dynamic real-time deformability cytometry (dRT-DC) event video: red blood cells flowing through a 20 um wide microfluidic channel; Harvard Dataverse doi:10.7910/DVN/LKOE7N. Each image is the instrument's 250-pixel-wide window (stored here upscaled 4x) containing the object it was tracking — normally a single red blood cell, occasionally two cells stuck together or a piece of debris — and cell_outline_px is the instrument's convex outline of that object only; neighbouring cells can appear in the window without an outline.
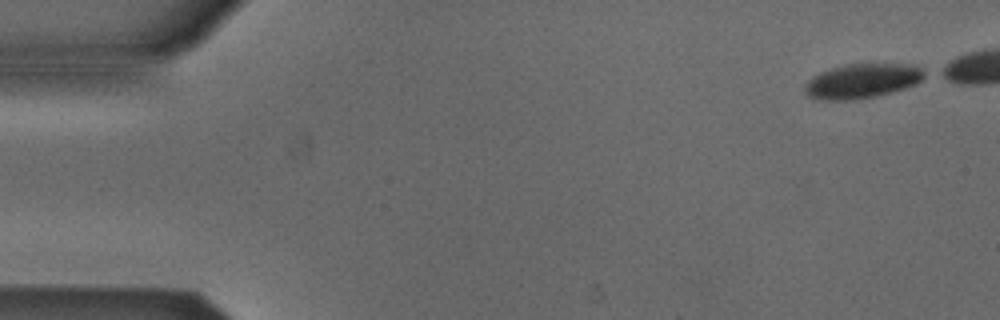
{"species": "Egyptian fruit bat (a non-hibernating species)", "species_latin": "Rousettus aegyptiacus", "temperature_condition": "cold", "stored_images_in_passage": 42, "camera_frame_rate_fps": 3000, "um_per_image_px": 0.085, "animal": {"sex": "male"}, "frame": {"image": 1, "passage_image": 1, "time_ms": 0.0, "image_size_px": [1000, 320], "cell_outline_px": [[928, 76], [916, 84], [892, 92], [852, 100], [820, 100], [808, 96], [804, 92], [804, 84], [812, 76], [820, 72], [844, 64], [916, 64], [928, 72]], "centroid_in_image_um": [73.31, 6.87], "position_along_channel_um": 11.7, "area_um2": 24.39}}
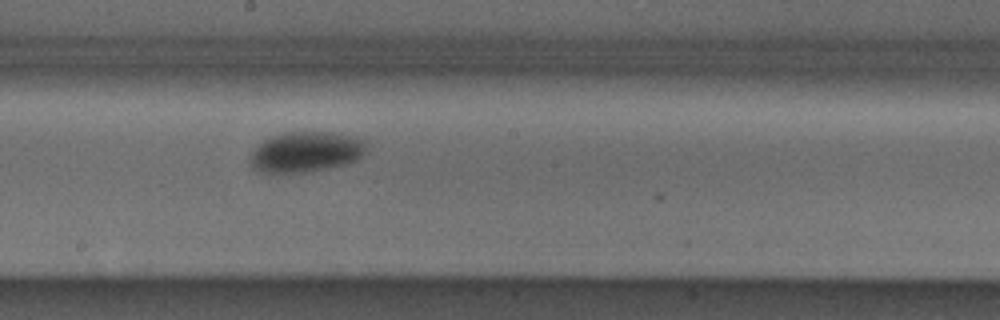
{"frame": {"image": 2, "passage_image": 27, "time_ms": 8.667, "image_size_px": [1000, 320], "cell_outline_px": [[368, 152], [364, 156], [356, 160], [344, 164], [328, 168], [308, 172], [256, 172], [252, 168], [248, 160], [252, 152], [264, 140], [272, 136], [284, 132], [332, 132], [364, 140], [368, 144]], "centroid_in_image_um": [26.01, 12.92], "position_along_channel_um": 222.2, "area_um2": 27.57}}
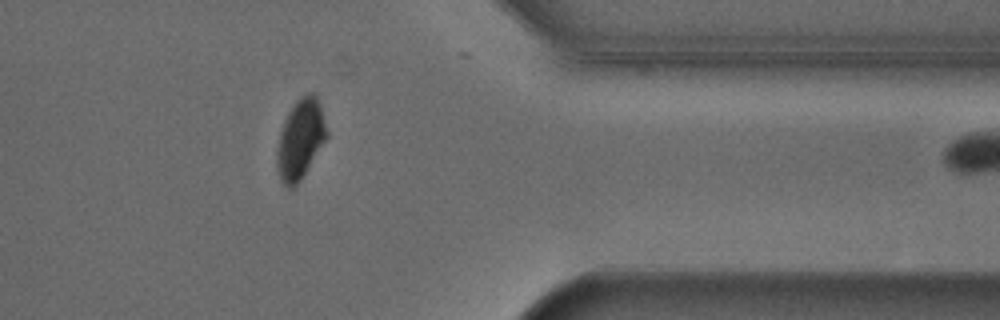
{"frame": {"image": 3, "passage_image": 41, "time_ms": 13.333, "image_size_px": [1000, 320], "cell_outline_px": [[328, 136], [300, 180], [292, 188], [288, 188], [280, 180], [276, 168], [276, 152], [280, 132], [284, 120], [288, 112], [296, 100], [300, 96], [308, 92], [312, 92], [316, 96], [320, 104], [328, 132]], "centroid_in_image_um": [25.52, 11.81], "position_along_channel_um": 385.9, "area_um2": 23.12}}